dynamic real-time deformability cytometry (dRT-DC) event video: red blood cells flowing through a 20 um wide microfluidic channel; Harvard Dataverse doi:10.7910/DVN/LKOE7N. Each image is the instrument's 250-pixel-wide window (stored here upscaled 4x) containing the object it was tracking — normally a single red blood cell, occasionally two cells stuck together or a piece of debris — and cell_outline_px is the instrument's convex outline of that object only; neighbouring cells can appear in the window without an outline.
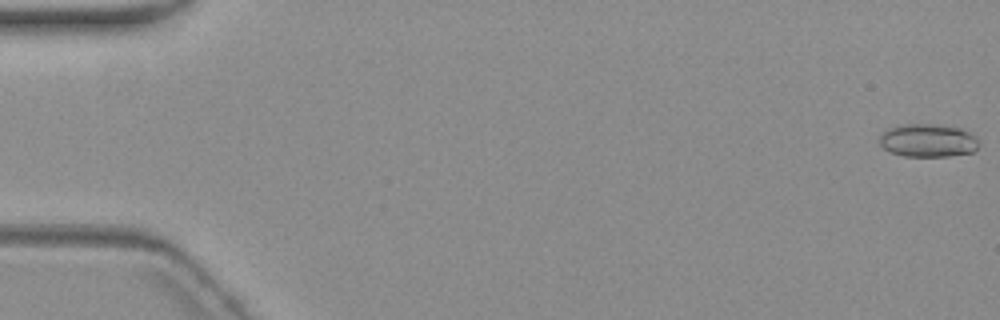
{"species": "common noctule bat (a hibernating species)", "species_latin": "Nyctalus noctula", "temperature_condition": "warm", "stored_images_in_passage": 7, "camera_frame_rate_fps": 3000, "um_per_image_px": 0.085, "animal": {"sex": "female", "body_mass_g": 19.3, "forearm_length_mm": 54.1}, "frame": {"image": 1, "passage_image": 1, "time_ms": 0.0, "image_size_px": [1000, 320], "cell_outline_px": [[976, 148], [972, 152], [948, 156], [904, 156], [892, 152], [884, 148], [880, 144], [880, 136], [888, 128], [904, 124], [932, 124], [960, 128], [976, 136]], "centroid_in_image_um": [78.85, 11.94], "position_along_channel_um": 6.1, "area_um2": 18.84}}
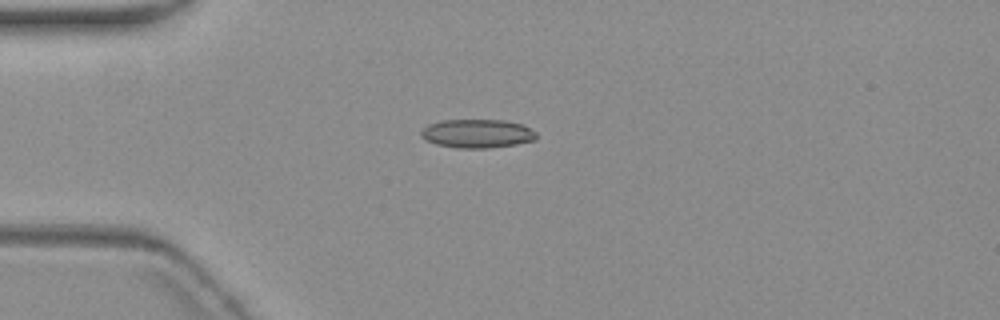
{"frame": {"image": 2, "passage_image": 5, "time_ms": 5.0, "image_size_px": [1000, 320], "cell_outline_px": [[536, 140], [516, 144], [488, 148], [456, 148], [436, 144], [424, 140], [420, 136], [420, 132], [428, 124], [440, 120], [504, 120], [524, 124], [536, 132]], "centroid_in_image_um": [40.55, 11.35], "position_along_channel_um": 44.4, "area_um2": 19.48}}
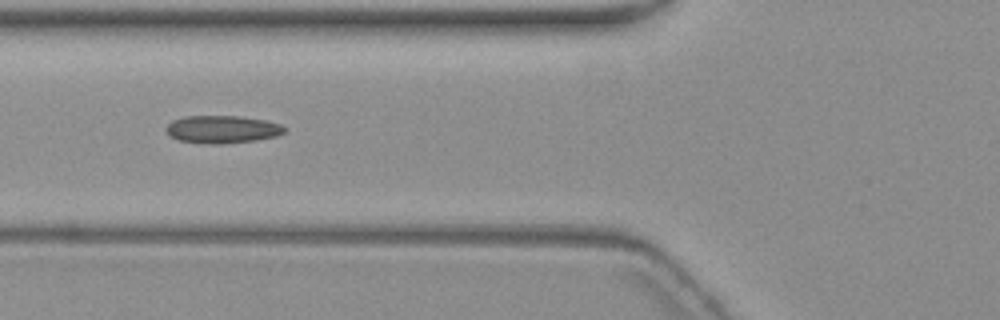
{"frame": {"image": 3, "passage_image": 7, "time_ms": 7.333, "image_size_px": [1000, 320], "cell_outline_px": [[284, 132], [276, 136], [256, 140], [224, 144], [200, 144], [180, 140], [168, 136], [164, 128], [172, 120], [184, 116], [240, 116], [264, 120], [280, 124], [284, 128]], "centroid_in_image_um": [18.82, 11.0], "position_along_channel_um": 107.0, "area_um2": 19.25}}